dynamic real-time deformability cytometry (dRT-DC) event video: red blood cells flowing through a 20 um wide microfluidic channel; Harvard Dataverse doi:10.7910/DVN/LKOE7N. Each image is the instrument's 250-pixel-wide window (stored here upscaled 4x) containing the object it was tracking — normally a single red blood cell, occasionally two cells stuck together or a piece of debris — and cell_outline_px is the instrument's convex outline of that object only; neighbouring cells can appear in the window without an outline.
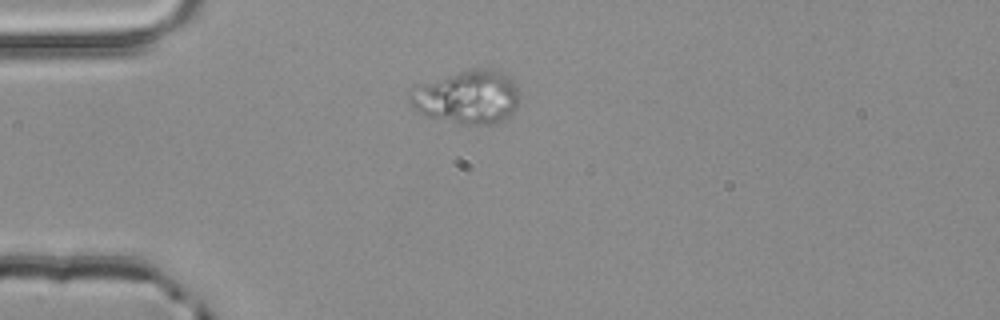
{"species": "common noctule bat (a hibernating species)", "species_latin": "Nyctalus noctula", "temperature_condition": "room temperature", "stored_images_in_passage": 1, "camera_frame_rate_fps": 3000, "um_per_image_px": 0.085, "animal": {"sex": "male", "body_mass_g": 20.4}, "frame": {"image": 1, "passage_image": 1, "time_ms": 0.0, "image_size_px": [1000, 320], "cell_outline_px": [[520, 96], [516, 108], [508, 116], [492, 124], [460, 124], [424, 116], [416, 112], [412, 108], [408, 96], [408, 88], [416, 84], [468, 68], [500, 68], [516, 84]], "centroid_in_image_um": [39.66, 8.22], "position_along_channel_um": 45.3, "area_um2": 35.26}}